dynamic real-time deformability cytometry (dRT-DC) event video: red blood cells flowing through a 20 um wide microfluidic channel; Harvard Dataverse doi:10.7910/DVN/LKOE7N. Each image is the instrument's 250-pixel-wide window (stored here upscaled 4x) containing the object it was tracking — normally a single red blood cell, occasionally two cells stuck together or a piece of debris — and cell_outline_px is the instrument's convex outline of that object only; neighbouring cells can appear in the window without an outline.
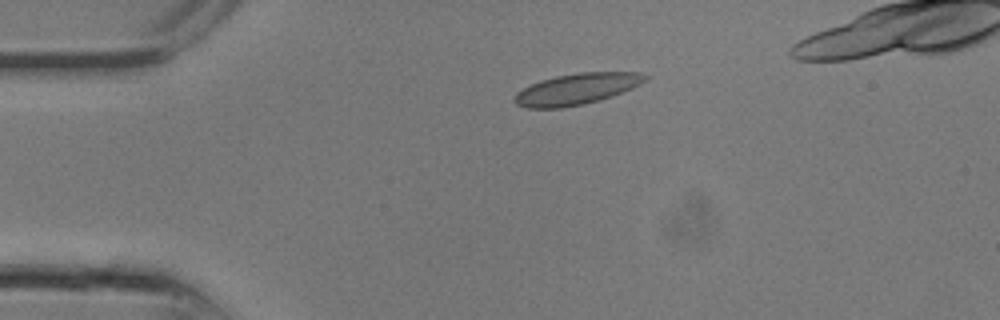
{"species": "common noctule bat (a hibernating species)", "species_latin": "Nyctalus noctula", "temperature_condition": "room temperature", "stored_images_in_passage": 13, "camera_frame_rate_fps": 3000, "um_per_image_px": 0.085, "animal": {"sex": "male", "body_mass_g": 13.3}, "frame": {"image": 1, "passage_image": 6, "time_ms": 1.667, "image_size_px": [1000, 320], "cell_outline_px": [[648, 76], [640, 84], [632, 88], [612, 96], [584, 104], [560, 108], [528, 108], [516, 104], [512, 100], [516, 92], [540, 80], [556, 76], [580, 72], [640, 72]], "centroid_in_image_um": [48.99, 7.57], "position_along_channel_um": 36.0, "area_um2": 23.58}}
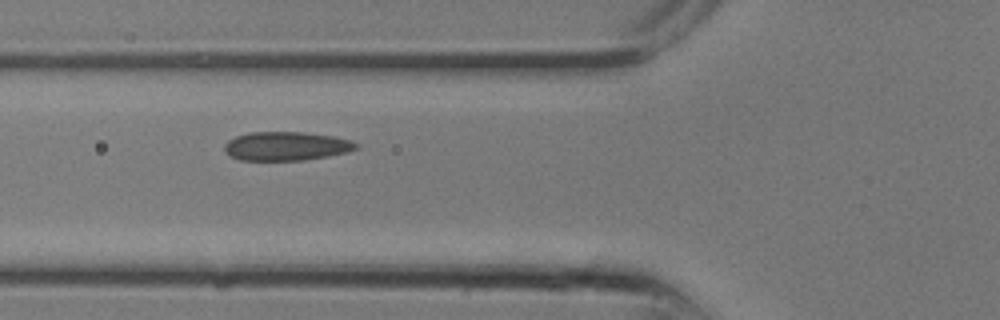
{"frame": {"image": 2, "passage_image": 10, "time_ms": 3.0, "image_size_px": [1000, 320], "cell_outline_px": [[360, 148], [348, 152], [328, 156], [304, 160], [240, 160], [228, 156], [224, 152], [224, 144], [228, 140], [236, 136], [248, 132], [304, 132], [336, 136], [352, 140], [360, 144]], "centroid_in_image_um": [24.36, 12.42], "position_along_channel_um": 101.4, "area_um2": 22.54}}
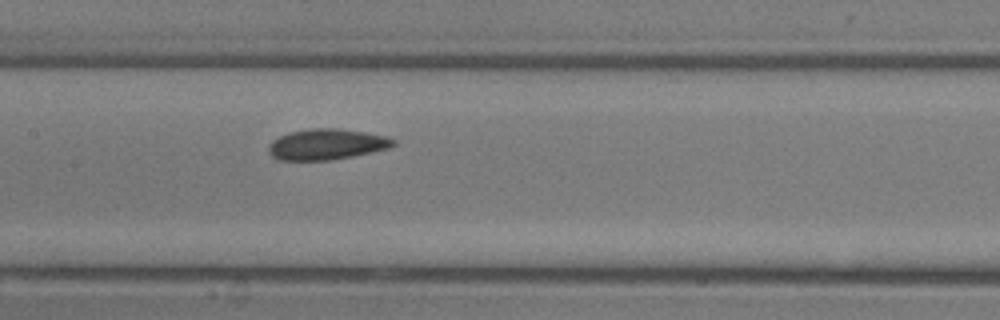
{"frame": {"image": 3, "passage_image": 13, "time_ms": 4.0, "image_size_px": [1000, 320], "cell_outline_px": [[396, 144], [392, 148], [332, 160], [276, 160], [268, 152], [268, 144], [272, 140], [288, 132], [312, 128], [336, 128], [364, 132], [388, 136], [396, 140]], "centroid_in_image_um": [27.77, 12.27], "position_along_channel_um": 179.6, "area_um2": 22.66}}